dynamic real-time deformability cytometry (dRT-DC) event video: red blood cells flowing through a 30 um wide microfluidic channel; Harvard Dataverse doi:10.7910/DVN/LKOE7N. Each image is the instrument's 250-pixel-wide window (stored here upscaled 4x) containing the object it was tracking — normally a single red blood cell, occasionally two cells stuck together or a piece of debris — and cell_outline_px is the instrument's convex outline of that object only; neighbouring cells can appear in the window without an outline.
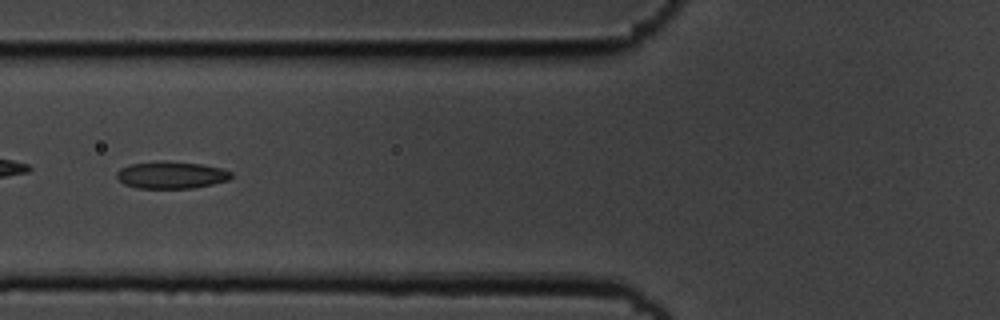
{"species": "common noctule bat (a hibernating species)", "species_latin": "Nyctalus noctula", "temperature_condition": "cold", "stored_images_in_passage": 43, "camera_frame_rate_fps": 3000, "um_per_image_px": 0.085, "animal": {"sex": "male", "body_mass_g": 19.5, "forearm_length_mm": 54.6}, "frame": {"image": 1, "passage_image": 9, "time_ms": 2.667, "image_size_px": [1000, 320], "cell_outline_px": [[232, 176], [228, 180], [212, 184], [192, 188], [136, 188], [124, 184], [116, 176], [116, 172], [120, 168], [132, 164], [200, 164], [220, 168], [232, 172]], "centroid_in_image_um": [14.57, 14.93], "position_along_channel_um": 111.2, "area_um2": 17.05}}
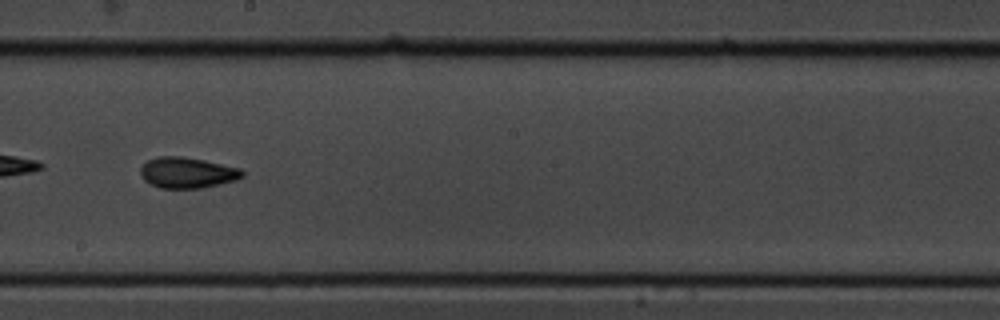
{"frame": {"image": 2, "passage_image": 19, "time_ms": 6.0, "image_size_px": [1000, 320], "cell_outline_px": [[244, 176], [236, 180], [220, 184], [200, 188], [160, 188], [144, 180], [140, 176], [140, 168], [148, 160], [160, 156], [184, 156], [204, 160], [240, 168], [244, 172]], "centroid_in_image_um": [15.92, 14.67], "position_along_channel_um": 232.3, "area_um2": 18.32}}
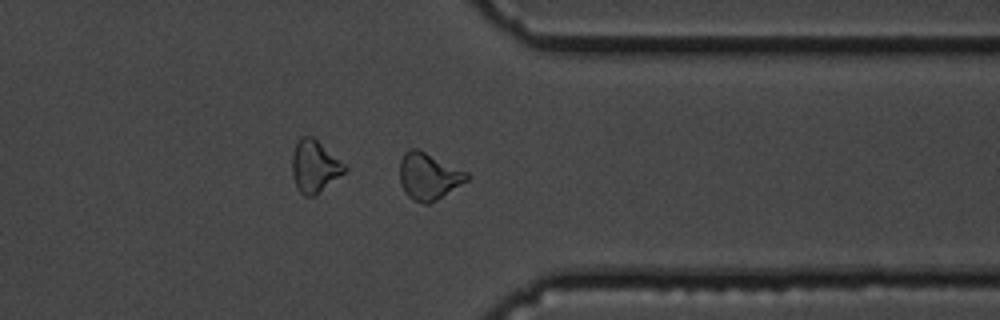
{"frame": {"image": 3, "passage_image": 31, "time_ms": 10.0, "image_size_px": [1000, 320], "cell_outline_px": [[468, 180], [436, 200], [428, 204], [424, 204], [412, 200], [404, 192], [400, 184], [400, 160], [404, 152], [412, 148], [416, 148], [468, 172]], "centroid_in_image_um": [36.4, 14.99], "position_along_channel_um": 375.0, "area_um2": 18.21}, "authors_computed_cell_mechanics": {"area_um2": 17.918, "velocity_mm_per_s": 3.6302, "shape_relaxation_time_tau1_ms": 4.3812, "shape_relaxation_time_tau2_ms": 1.9703, "deformation_change_tau1": 0.1432, "deformation_change_tau2": 0.0845}}